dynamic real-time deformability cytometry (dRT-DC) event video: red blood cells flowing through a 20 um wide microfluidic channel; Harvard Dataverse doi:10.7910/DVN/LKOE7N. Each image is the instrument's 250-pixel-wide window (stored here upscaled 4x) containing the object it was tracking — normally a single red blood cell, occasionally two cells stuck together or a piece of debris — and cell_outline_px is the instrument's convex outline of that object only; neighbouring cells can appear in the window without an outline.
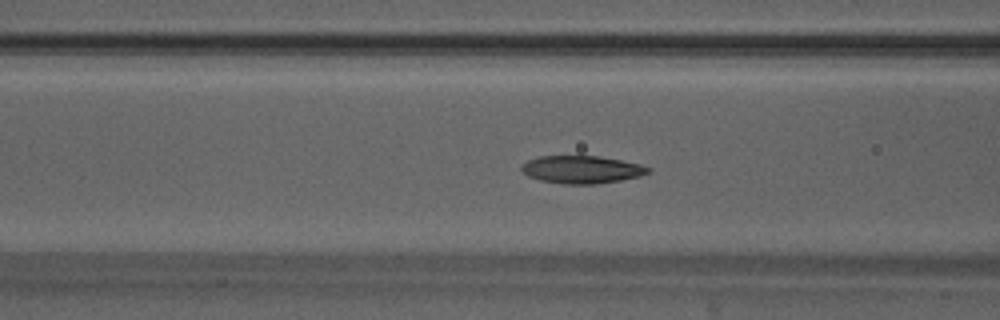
{"species": "Egyptian fruit bat (a non-hibernating species)", "species_latin": "Rousettus aegyptiacus", "temperature_condition": "warm", "stored_images_in_passage": 50, "camera_frame_rate_fps": 3000, "um_per_image_px": 0.085, "animal": {"sex": "male"}, "frame": {"image": 1, "passage_image": 20, "time_ms": 6.333, "image_size_px": [1000, 320], "cell_outline_px": [[652, 172], [640, 176], [620, 180], [596, 184], [560, 184], [540, 180], [528, 176], [520, 168], [520, 164], [528, 160], [540, 156], [596, 156], [620, 160], [640, 164], [652, 168]], "centroid_in_image_um": [49.45, 14.41], "position_along_channel_um": 117.2, "area_um2": 20.52}}
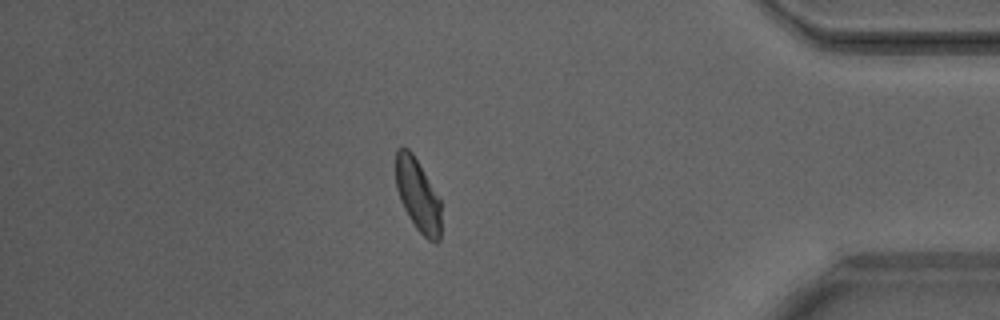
{"frame": {"image": 2, "passage_image": 43, "time_ms": 14.0, "image_size_px": [1000, 320], "cell_outline_px": [[440, 240], [436, 244], [428, 240], [416, 228], [408, 216], [400, 200], [396, 188], [396, 148], [408, 148], [412, 152], [440, 200]], "centroid_in_image_um": [35.5, 16.61], "position_along_channel_um": 399.7, "area_um2": 18.96}}
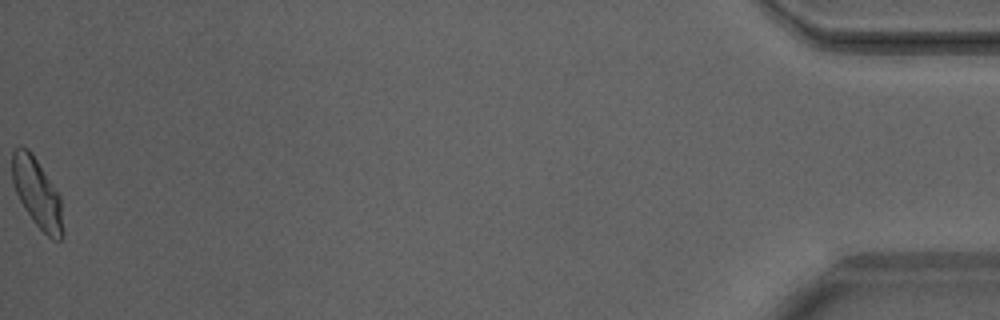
{"frame": {"image": 3, "passage_image": 50, "time_ms": 16.333, "image_size_px": [1000, 320], "cell_outline_px": [[64, 236], [60, 240], [52, 240], [32, 220], [24, 208], [16, 192], [12, 180], [12, 152], [20, 144], [28, 148], [32, 152], [60, 196], [64, 228]], "centroid_in_image_um": [3.17, 16.41], "position_along_channel_um": 432.0, "area_um2": 20.63}, "authors_computed_cell_mechanics": {"area_um2": 20.3745, "velocity_mm_per_s": 4.158, "shape_relaxation_time_tau1_ms": 3.1179, "shape_relaxation_time_tau2_ms": 1.4705, "deformation_change_tau1": 0.1204, "deformation_change_tau2": 0.07}}